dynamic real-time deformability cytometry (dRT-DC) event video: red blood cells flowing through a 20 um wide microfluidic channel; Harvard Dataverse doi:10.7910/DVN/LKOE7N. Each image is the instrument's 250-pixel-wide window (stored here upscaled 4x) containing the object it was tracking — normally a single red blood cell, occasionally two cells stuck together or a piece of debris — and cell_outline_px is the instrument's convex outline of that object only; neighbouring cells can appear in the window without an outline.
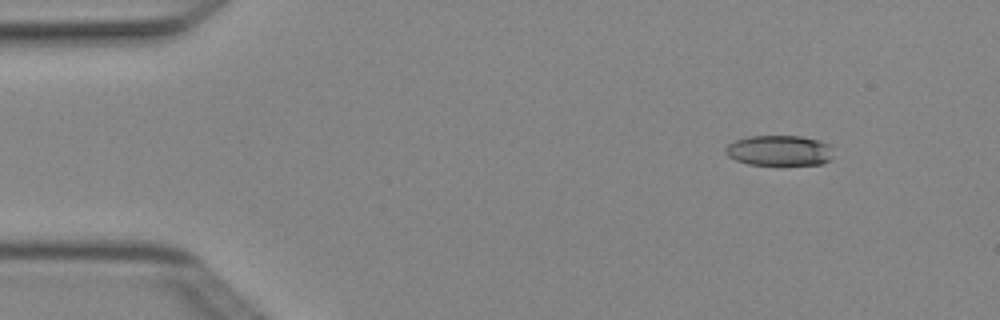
{"species": "Egyptian fruit bat (a non-hibernating species)", "species_latin": "Rousettus aegyptiacus", "temperature_condition": "cold", "stored_images_in_passage": 3, "camera_frame_rate_fps": 3000, "um_per_image_px": 0.085, "animal": {"sex": "female"}, "frame": {"image": 1, "passage_image": 1, "time_ms": 0.0, "image_size_px": [1000, 320], "cell_outline_px": [[832, 160], [820, 164], [748, 164], [736, 160], [728, 156], [724, 152], [724, 148], [728, 144], [736, 140], [752, 136], [800, 136], [820, 140], [832, 144]], "centroid_in_image_um": [66.28, 12.78], "position_along_channel_um": 18.7, "area_um2": 19.19}}
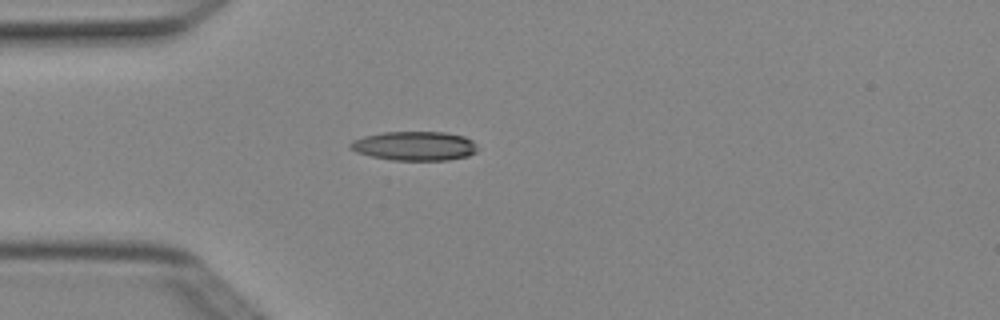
{"frame": {"image": 2, "passage_image": 3, "time_ms": 0.667, "image_size_px": [1000, 320], "cell_outline_px": [[480, 148], [476, 152], [468, 156], [448, 160], [392, 160], [372, 156], [356, 152], [348, 148], [348, 144], [352, 140], [364, 136], [384, 132], [444, 132], [464, 136], [472, 140]], "centroid_in_image_um": [35.25, 12.4], "position_along_channel_um": 49.8, "area_um2": 21.79}}